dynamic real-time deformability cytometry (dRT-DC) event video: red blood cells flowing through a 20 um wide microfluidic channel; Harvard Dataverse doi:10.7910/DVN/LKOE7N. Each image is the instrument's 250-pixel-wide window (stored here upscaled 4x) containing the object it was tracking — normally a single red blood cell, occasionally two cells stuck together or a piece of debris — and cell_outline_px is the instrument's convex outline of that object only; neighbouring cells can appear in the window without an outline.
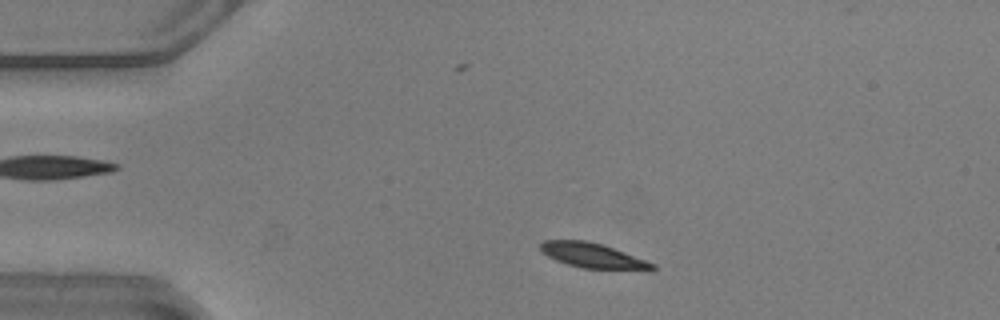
{"species": "common noctule bat (a hibernating species)", "species_latin": "Nyctalus noctula", "temperature_condition": "warm", "stored_images_in_passage": 47, "camera_frame_rate_fps": 3000, "um_per_image_px": 0.085, "animal": {"sex": "male", "body_mass_g": 20.5, "forearm_length_mm": 52.5}, "frame": {"image": 1, "passage_image": 5, "time_ms": 1.333, "image_size_px": [1000, 320], "cell_outline_px": [[656, 268], [652, 272], [580, 268], [556, 260], [540, 252], [540, 244], [544, 240], [584, 240], [604, 244], [656, 264]], "centroid_in_image_um": [50.48, 21.76], "position_along_channel_um": 34.5, "area_um2": 16.88}}
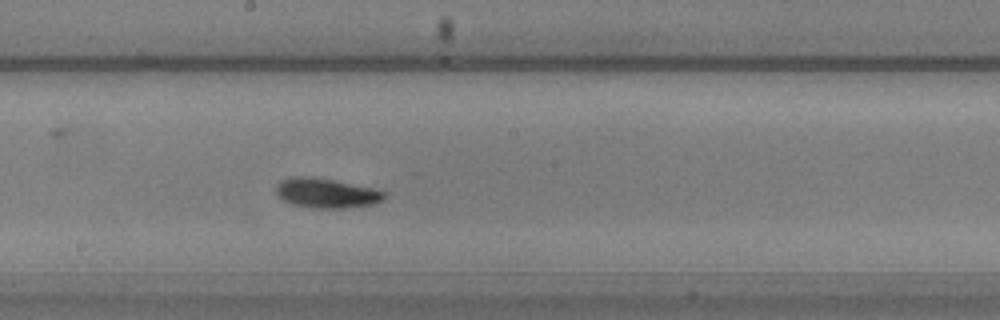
{"frame": {"image": 2, "passage_image": 23, "time_ms": 7.333, "image_size_px": [1000, 320], "cell_outline_px": [[388, 196], [372, 204], [352, 208], [312, 208], [292, 204], [284, 200], [276, 192], [276, 184], [280, 180], [296, 176], [308, 176], [332, 180], [372, 188], [384, 192]], "centroid_in_image_um": [27.72, 16.42], "position_along_channel_um": 220.5, "area_um2": 18.55}}
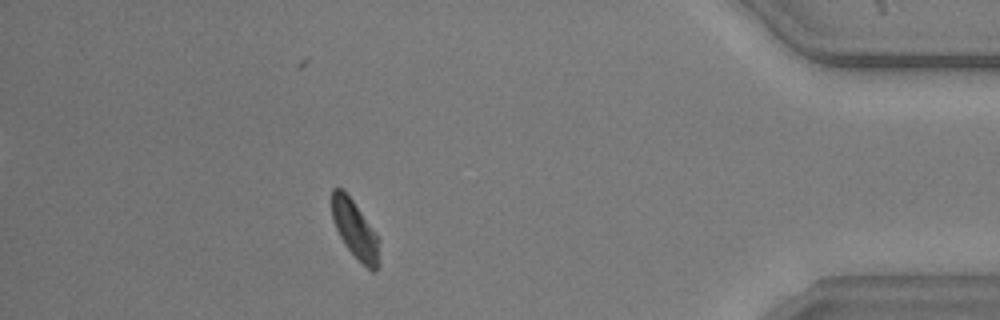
{"frame": {"image": 3, "passage_image": 41, "time_ms": 13.333, "image_size_px": [1000, 320], "cell_outline_px": [[380, 264], [372, 272], [344, 244], [332, 220], [332, 188], [340, 188], [352, 200], [380, 240]], "centroid_in_image_um": [30.19, 19.54], "position_along_channel_um": 405.0, "area_um2": 15.61}, "authors_computed_cell_mechanics": {"area_um2": 17.5134, "velocity_mm_per_s": 3.83, "shape_relaxation_time_tau1_ms": 1.8415, "shape_relaxation_time_tau2_ms": null, "deformation_change_tau1": 0.1126, "deformation_change_tau2": null}}